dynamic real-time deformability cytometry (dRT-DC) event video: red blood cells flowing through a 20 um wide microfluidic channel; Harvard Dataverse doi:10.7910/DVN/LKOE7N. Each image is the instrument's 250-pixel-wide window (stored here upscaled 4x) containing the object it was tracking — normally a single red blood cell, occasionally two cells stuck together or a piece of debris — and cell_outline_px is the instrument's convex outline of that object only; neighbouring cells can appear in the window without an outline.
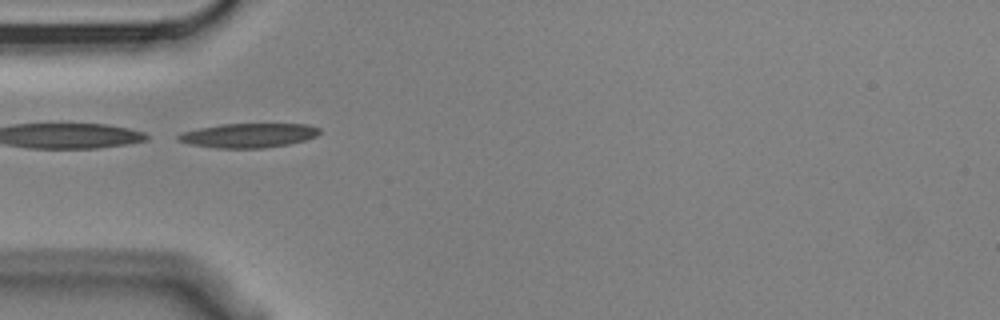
{"species": "Egyptian fruit bat (a non-hibernating species)", "species_latin": "Rousettus aegyptiacus", "temperature_condition": "cold", "stored_images_in_passage": 1, "camera_frame_rate_fps": 3000, "um_per_image_px": 0.085, "animal": {"sex": "male"}, "frame": {"image": 1, "passage_image": 1, "time_ms": 0.0, "image_size_px": [1000, 320], "cell_outline_px": [[320, 132], [316, 136], [304, 140], [288, 144], [264, 148], [216, 148], [188, 144], [176, 140], [176, 136], [180, 132], [220, 124], [308, 124], [320, 128]], "centroid_in_image_um": [21.08, 11.51], "position_along_channel_um": 63.9, "area_um2": 20.11}}